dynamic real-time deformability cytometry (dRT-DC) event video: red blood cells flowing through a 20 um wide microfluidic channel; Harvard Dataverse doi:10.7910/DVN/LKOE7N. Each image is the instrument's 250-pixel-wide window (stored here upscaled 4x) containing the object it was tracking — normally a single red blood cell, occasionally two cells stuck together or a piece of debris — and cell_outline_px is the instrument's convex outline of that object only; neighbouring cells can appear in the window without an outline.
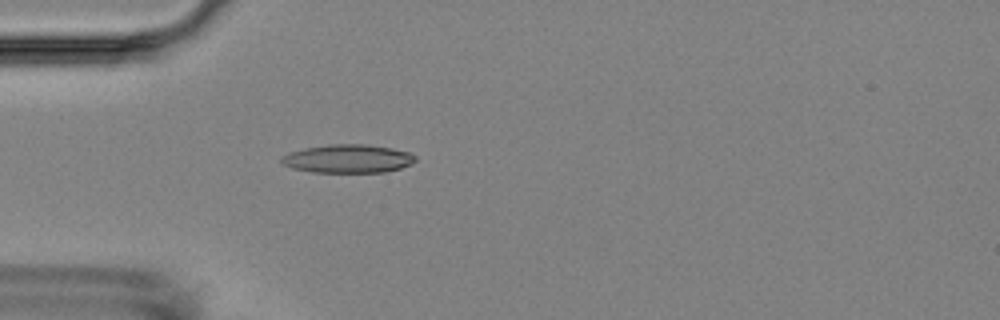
{"species": "Egyptian fruit bat (a non-hibernating species)", "species_latin": "Rousettus aegyptiacus", "temperature_condition": "room temperature", "stored_images_in_passage": 4, "camera_frame_rate_fps": 3000, "um_per_image_px": 0.085, "animal": {"sex": "female"}, "frame": {"image": 1, "passage_image": 4, "time_ms": 4.333, "image_size_px": [1000, 320], "cell_outline_px": [[416, 160], [412, 164], [400, 168], [384, 172], [312, 172], [292, 168], [284, 164], [280, 160], [288, 152], [304, 148], [328, 144], [368, 144], [392, 148], [408, 152], [416, 156]], "centroid_in_image_um": [29.59, 13.48], "position_along_channel_um": 55.4, "area_um2": 22.2}}